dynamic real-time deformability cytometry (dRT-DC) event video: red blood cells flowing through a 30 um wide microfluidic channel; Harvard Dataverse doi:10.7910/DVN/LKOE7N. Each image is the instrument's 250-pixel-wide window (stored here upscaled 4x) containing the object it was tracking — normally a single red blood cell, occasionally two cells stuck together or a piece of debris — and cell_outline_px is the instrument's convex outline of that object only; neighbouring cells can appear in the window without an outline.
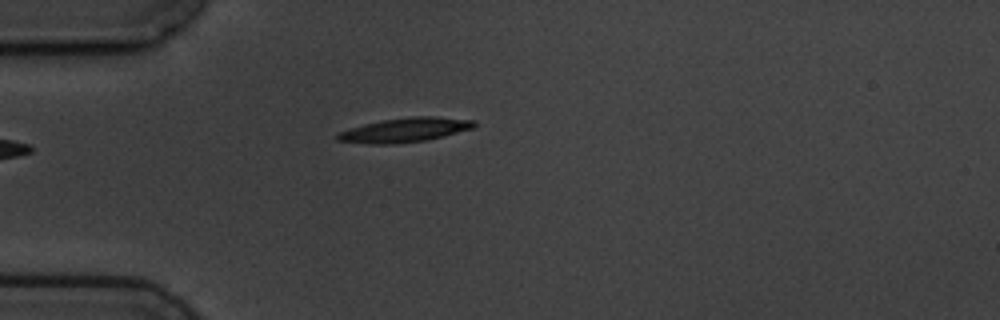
{"species": "common noctule bat (a hibernating species)", "species_latin": "Nyctalus noctula", "temperature_condition": "cold", "stored_images_in_passage": 3, "camera_frame_rate_fps": 3000, "um_per_image_px": 0.085, "animal": {"sex": "male", "body_mass_g": 19.5, "forearm_length_mm": 54.6}, "frame": {"image": 1, "passage_image": 3, "time_ms": 2.0, "image_size_px": [1000, 320], "cell_outline_px": [[476, 124], [472, 128], [444, 136], [424, 140], [392, 144], [372, 144], [336, 140], [336, 132], [364, 124], [380, 120], [412, 116], [436, 116], [476, 120]], "centroid_in_image_um": [34.4, 11.03], "position_along_channel_um": 50.6, "area_um2": 19.36}}